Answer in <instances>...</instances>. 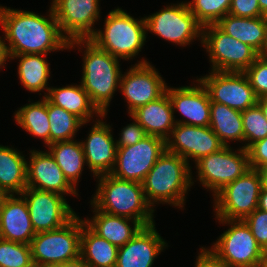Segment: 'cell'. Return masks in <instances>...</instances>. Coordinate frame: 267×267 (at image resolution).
I'll use <instances>...</instances> for the list:
<instances>
[{"label":"cell","instance_id":"cell-45","mask_svg":"<svg viewBox=\"0 0 267 267\" xmlns=\"http://www.w3.org/2000/svg\"><path fill=\"white\" fill-rule=\"evenodd\" d=\"M257 209L267 212V188L262 187L261 189Z\"/></svg>","mask_w":267,"mask_h":267},{"label":"cell","instance_id":"cell-37","mask_svg":"<svg viewBox=\"0 0 267 267\" xmlns=\"http://www.w3.org/2000/svg\"><path fill=\"white\" fill-rule=\"evenodd\" d=\"M258 98L267 96V57L259 55L243 72Z\"/></svg>","mask_w":267,"mask_h":267},{"label":"cell","instance_id":"cell-6","mask_svg":"<svg viewBox=\"0 0 267 267\" xmlns=\"http://www.w3.org/2000/svg\"><path fill=\"white\" fill-rule=\"evenodd\" d=\"M82 219L76 214L60 228L38 232L30 243L34 266L60 265L80 256Z\"/></svg>","mask_w":267,"mask_h":267},{"label":"cell","instance_id":"cell-41","mask_svg":"<svg viewBox=\"0 0 267 267\" xmlns=\"http://www.w3.org/2000/svg\"><path fill=\"white\" fill-rule=\"evenodd\" d=\"M250 167L257 169L267 164V137L256 141L247 148Z\"/></svg>","mask_w":267,"mask_h":267},{"label":"cell","instance_id":"cell-31","mask_svg":"<svg viewBox=\"0 0 267 267\" xmlns=\"http://www.w3.org/2000/svg\"><path fill=\"white\" fill-rule=\"evenodd\" d=\"M46 56L43 54L9 55L11 60L20 58L18 75L26 90L31 92L49 90L50 86H47V81L50 76V64L46 62Z\"/></svg>","mask_w":267,"mask_h":267},{"label":"cell","instance_id":"cell-46","mask_svg":"<svg viewBox=\"0 0 267 267\" xmlns=\"http://www.w3.org/2000/svg\"><path fill=\"white\" fill-rule=\"evenodd\" d=\"M260 175L262 187L267 188V164L256 169Z\"/></svg>","mask_w":267,"mask_h":267},{"label":"cell","instance_id":"cell-39","mask_svg":"<svg viewBox=\"0 0 267 267\" xmlns=\"http://www.w3.org/2000/svg\"><path fill=\"white\" fill-rule=\"evenodd\" d=\"M228 14L243 17H263L258 0H232Z\"/></svg>","mask_w":267,"mask_h":267},{"label":"cell","instance_id":"cell-19","mask_svg":"<svg viewBox=\"0 0 267 267\" xmlns=\"http://www.w3.org/2000/svg\"><path fill=\"white\" fill-rule=\"evenodd\" d=\"M87 139L81 142L86 164L94 177L110 174L116 162V141L111 134V126L96 119Z\"/></svg>","mask_w":267,"mask_h":267},{"label":"cell","instance_id":"cell-40","mask_svg":"<svg viewBox=\"0 0 267 267\" xmlns=\"http://www.w3.org/2000/svg\"><path fill=\"white\" fill-rule=\"evenodd\" d=\"M134 120L132 124H128L121 130L119 140H116L117 147H126L134 145L145 136H147L144 128L131 116Z\"/></svg>","mask_w":267,"mask_h":267},{"label":"cell","instance_id":"cell-20","mask_svg":"<svg viewBox=\"0 0 267 267\" xmlns=\"http://www.w3.org/2000/svg\"><path fill=\"white\" fill-rule=\"evenodd\" d=\"M198 86H183L168 88L166 92L170 98L172 108L180 112L187 120L177 119L176 123L205 127L210 125L211 101L206 88L199 80Z\"/></svg>","mask_w":267,"mask_h":267},{"label":"cell","instance_id":"cell-35","mask_svg":"<svg viewBox=\"0 0 267 267\" xmlns=\"http://www.w3.org/2000/svg\"><path fill=\"white\" fill-rule=\"evenodd\" d=\"M241 117L245 141L242 147L244 149L267 137V119L258 104L241 111Z\"/></svg>","mask_w":267,"mask_h":267},{"label":"cell","instance_id":"cell-36","mask_svg":"<svg viewBox=\"0 0 267 267\" xmlns=\"http://www.w3.org/2000/svg\"><path fill=\"white\" fill-rule=\"evenodd\" d=\"M0 267H34L30 245L0 238Z\"/></svg>","mask_w":267,"mask_h":267},{"label":"cell","instance_id":"cell-51","mask_svg":"<svg viewBox=\"0 0 267 267\" xmlns=\"http://www.w3.org/2000/svg\"><path fill=\"white\" fill-rule=\"evenodd\" d=\"M34 267H61L60 265H39V266H34Z\"/></svg>","mask_w":267,"mask_h":267},{"label":"cell","instance_id":"cell-5","mask_svg":"<svg viewBox=\"0 0 267 267\" xmlns=\"http://www.w3.org/2000/svg\"><path fill=\"white\" fill-rule=\"evenodd\" d=\"M146 34L144 18L135 19L121 8H116L106 17L104 30H96L89 40L114 57L129 60L141 52Z\"/></svg>","mask_w":267,"mask_h":267},{"label":"cell","instance_id":"cell-48","mask_svg":"<svg viewBox=\"0 0 267 267\" xmlns=\"http://www.w3.org/2000/svg\"><path fill=\"white\" fill-rule=\"evenodd\" d=\"M258 3L260 6L261 13L264 16H267V0H258Z\"/></svg>","mask_w":267,"mask_h":267},{"label":"cell","instance_id":"cell-34","mask_svg":"<svg viewBox=\"0 0 267 267\" xmlns=\"http://www.w3.org/2000/svg\"><path fill=\"white\" fill-rule=\"evenodd\" d=\"M232 0H193L187 2L191 13L202 26L216 24L229 12Z\"/></svg>","mask_w":267,"mask_h":267},{"label":"cell","instance_id":"cell-43","mask_svg":"<svg viewBox=\"0 0 267 267\" xmlns=\"http://www.w3.org/2000/svg\"><path fill=\"white\" fill-rule=\"evenodd\" d=\"M0 37V69L1 67L6 64V60L10 59L9 54H8V50L6 47V42L5 40H3V38ZM5 63V64H4Z\"/></svg>","mask_w":267,"mask_h":267},{"label":"cell","instance_id":"cell-3","mask_svg":"<svg viewBox=\"0 0 267 267\" xmlns=\"http://www.w3.org/2000/svg\"><path fill=\"white\" fill-rule=\"evenodd\" d=\"M84 47L83 75L81 86L88 93L92 103L103 114L107 115V108L114 97V93L120 87L121 68L120 59L98 48L88 40H73L68 44V49L74 46Z\"/></svg>","mask_w":267,"mask_h":267},{"label":"cell","instance_id":"cell-50","mask_svg":"<svg viewBox=\"0 0 267 267\" xmlns=\"http://www.w3.org/2000/svg\"><path fill=\"white\" fill-rule=\"evenodd\" d=\"M7 195L2 191L0 190V208H1V205H2V202H3V199L6 197Z\"/></svg>","mask_w":267,"mask_h":267},{"label":"cell","instance_id":"cell-42","mask_svg":"<svg viewBox=\"0 0 267 267\" xmlns=\"http://www.w3.org/2000/svg\"><path fill=\"white\" fill-rule=\"evenodd\" d=\"M195 267H230L211 248H200Z\"/></svg>","mask_w":267,"mask_h":267},{"label":"cell","instance_id":"cell-23","mask_svg":"<svg viewBox=\"0 0 267 267\" xmlns=\"http://www.w3.org/2000/svg\"><path fill=\"white\" fill-rule=\"evenodd\" d=\"M130 116L144 128L147 135L167 139L176 125L170 98L165 92L158 99L133 111Z\"/></svg>","mask_w":267,"mask_h":267},{"label":"cell","instance_id":"cell-33","mask_svg":"<svg viewBox=\"0 0 267 267\" xmlns=\"http://www.w3.org/2000/svg\"><path fill=\"white\" fill-rule=\"evenodd\" d=\"M50 123L49 145L56 142L74 140L77 131L85 125L78 117L48 101Z\"/></svg>","mask_w":267,"mask_h":267},{"label":"cell","instance_id":"cell-10","mask_svg":"<svg viewBox=\"0 0 267 267\" xmlns=\"http://www.w3.org/2000/svg\"><path fill=\"white\" fill-rule=\"evenodd\" d=\"M237 151L234 152L230 145L224 146L195 163L198 180L213 192V196L251 169L247 149L241 147Z\"/></svg>","mask_w":267,"mask_h":267},{"label":"cell","instance_id":"cell-12","mask_svg":"<svg viewBox=\"0 0 267 267\" xmlns=\"http://www.w3.org/2000/svg\"><path fill=\"white\" fill-rule=\"evenodd\" d=\"M165 151L166 140L154 135H147L134 145L117 147L115 166L110 174L142 183Z\"/></svg>","mask_w":267,"mask_h":267},{"label":"cell","instance_id":"cell-47","mask_svg":"<svg viewBox=\"0 0 267 267\" xmlns=\"http://www.w3.org/2000/svg\"><path fill=\"white\" fill-rule=\"evenodd\" d=\"M257 104L259 105L264 116L267 119V96L258 98Z\"/></svg>","mask_w":267,"mask_h":267},{"label":"cell","instance_id":"cell-26","mask_svg":"<svg viewBox=\"0 0 267 267\" xmlns=\"http://www.w3.org/2000/svg\"><path fill=\"white\" fill-rule=\"evenodd\" d=\"M22 152L0 145V190L20 195L27 188V161Z\"/></svg>","mask_w":267,"mask_h":267},{"label":"cell","instance_id":"cell-28","mask_svg":"<svg viewBox=\"0 0 267 267\" xmlns=\"http://www.w3.org/2000/svg\"><path fill=\"white\" fill-rule=\"evenodd\" d=\"M118 247L94 233L82 220L80 256L90 267H116Z\"/></svg>","mask_w":267,"mask_h":267},{"label":"cell","instance_id":"cell-1","mask_svg":"<svg viewBox=\"0 0 267 267\" xmlns=\"http://www.w3.org/2000/svg\"><path fill=\"white\" fill-rule=\"evenodd\" d=\"M49 17L35 12L0 6V27L5 34L9 55L43 54L68 49L52 7Z\"/></svg>","mask_w":267,"mask_h":267},{"label":"cell","instance_id":"cell-44","mask_svg":"<svg viewBox=\"0 0 267 267\" xmlns=\"http://www.w3.org/2000/svg\"><path fill=\"white\" fill-rule=\"evenodd\" d=\"M61 267H90V266L84 261V259L81 256H79L74 260L64 262L63 264H61Z\"/></svg>","mask_w":267,"mask_h":267},{"label":"cell","instance_id":"cell-38","mask_svg":"<svg viewBox=\"0 0 267 267\" xmlns=\"http://www.w3.org/2000/svg\"><path fill=\"white\" fill-rule=\"evenodd\" d=\"M258 245L267 254V212L256 209L244 219Z\"/></svg>","mask_w":267,"mask_h":267},{"label":"cell","instance_id":"cell-7","mask_svg":"<svg viewBox=\"0 0 267 267\" xmlns=\"http://www.w3.org/2000/svg\"><path fill=\"white\" fill-rule=\"evenodd\" d=\"M229 224L211 248L230 267H260L267 263V254L258 245L244 220L217 219Z\"/></svg>","mask_w":267,"mask_h":267},{"label":"cell","instance_id":"cell-25","mask_svg":"<svg viewBox=\"0 0 267 267\" xmlns=\"http://www.w3.org/2000/svg\"><path fill=\"white\" fill-rule=\"evenodd\" d=\"M45 97L51 104L61 107L78 117L83 123H88L94 114L102 117V113L92 103L90 96L80 85H67L59 88H49Z\"/></svg>","mask_w":267,"mask_h":267},{"label":"cell","instance_id":"cell-22","mask_svg":"<svg viewBox=\"0 0 267 267\" xmlns=\"http://www.w3.org/2000/svg\"><path fill=\"white\" fill-rule=\"evenodd\" d=\"M7 195L0 208V238L30 245L36 235L29 209L20 195Z\"/></svg>","mask_w":267,"mask_h":267},{"label":"cell","instance_id":"cell-8","mask_svg":"<svg viewBox=\"0 0 267 267\" xmlns=\"http://www.w3.org/2000/svg\"><path fill=\"white\" fill-rule=\"evenodd\" d=\"M201 44L209 53L212 71L244 72L259 56L250 45L226 34L216 24L202 28Z\"/></svg>","mask_w":267,"mask_h":267},{"label":"cell","instance_id":"cell-32","mask_svg":"<svg viewBox=\"0 0 267 267\" xmlns=\"http://www.w3.org/2000/svg\"><path fill=\"white\" fill-rule=\"evenodd\" d=\"M14 120L25 131L42 138L49 146L50 123L48 118V100L43 97L41 101L25 104L14 114Z\"/></svg>","mask_w":267,"mask_h":267},{"label":"cell","instance_id":"cell-30","mask_svg":"<svg viewBox=\"0 0 267 267\" xmlns=\"http://www.w3.org/2000/svg\"><path fill=\"white\" fill-rule=\"evenodd\" d=\"M50 154L63 171L65 178L76 189L84 164H86L81 142L77 140L56 142L48 146Z\"/></svg>","mask_w":267,"mask_h":267},{"label":"cell","instance_id":"cell-24","mask_svg":"<svg viewBox=\"0 0 267 267\" xmlns=\"http://www.w3.org/2000/svg\"><path fill=\"white\" fill-rule=\"evenodd\" d=\"M95 214L92 219L84 220L85 224L98 236L106 239L117 247L124 246L143 227L138 221L111 215L103 211L93 209ZM130 222L133 227H131Z\"/></svg>","mask_w":267,"mask_h":267},{"label":"cell","instance_id":"cell-18","mask_svg":"<svg viewBox=\"0 0 267 267\" xmlns=\"http://www.w3.org/2000/svg\"><path fill=\"white\" fill-rule=\"evenodd\" d=\"M30 161L27 162V188L52 191L61 195H78L65 178L63 171L50 152L30 150Z\"/></svg>","mask_w":267,"mask_h":267},{"label":"cell","instance_id":"cell-9","mask_svg":"<svg viewBox=\"0 0 267 267\" xmlns=\"http://www.w3.org/2000/svg\"><path fill=\"white\" fill-rule=\"evenodd\" d=\"M261 189L260 175L251 168L214 195L215 218L244 220L258 208Z\"/></svg>","mask_w":267,"mask_h":267},{"label":"cell","instance_id":"cell-29","mask_svg":"<svg viewBox=\"0 0 267 267\" xmlns=\"http://www.w3.org/2000/svg\"><path fill=\"white\" fill-rule=\"evenodd\" d=\"M209 127L224 146H229L227 140L244 142L242 117L239 110L229 108L225 104L211 102Z\"/></svg>","mask_w":267,"mask_h":267},{"label":"cell","instance_id":"cell-21","mask_svg":"<svg viewBox=\"0 0 267 267\" xmlns=\"http://www.w3.org/2000/svg\"><path fill=\"white\" fill-rule=\"evenodd\" d=\"M155 224L142 227L124 246L118 247L116 267H152L155 258L167 247Z\"/></svg>","mask_w":267,"mask_h":267},{"label":"cell","instance_id":"cell-27","mask_svg":"<svg viewBox=\"0 0 267 267\" xmlns=\"http://www.w3.org/2000/svg\"><path fill=\"white\" fill-rule=\"evenodd\" d=\"M216 25L231 37L250 45L263 56L266 20L263 17L243 18L227 14Z\"/></svg>","mask_w":267,"mask_h":267},{"label":"cell","instance_id":"cell-11","mask_svg":"<svg viewBox=\"0 0 267 267\" xmlns=\"http://www.w3.org/2000/svg\"><path fill=\"white\" fill-rule=\"evenodd\" d=\"M146 32L176 45H190L195 38L202 37V26L191 13L187 2L166 6L159 12L144 17Z\"/></svg>","mask_w":267,"mask_h":267},{"label":"cell","instance_id":"cell-15","mask_svg":"<svg viewBox=\"0 0 267 267\" xmlns=\"http://www.w3.org/2000/svg\"><path fill=\"white\" fill-rule=\"evenodd\" d=\"M99 5V0H52L51 3L60 30L69 42L88 40L95 34L93 26L100 19Z\"/></svg>","mask_w":267,"mask_h":267},{"label":"cell","instance_id":"cell-2","mask_svg":"<svg viewBox=\"0 0 267 267\" xmlns=\"http://www.w3.org/2000/svg\"><path fill=\"white\" fill-rule=\"evenodd\" d=\"M96 178L98 188L91 199L92 208L136 220L143 227L155 224L154 209L145 198L142 183L122 180L111 174Z\"/></svg>","mask_w":267,"mask_h":267},{"label":"cell","instance_id":"cell-14","mask_svg":"<svg viewBox=\"0 0 267 267\" xmlns=\"http://www.w3.org/2000/svg\"><path fill=\"white\" fill-rule=\"evenodd\" d=\"M20 195L27 203L35 233L60 228L76 215L59 193L26 188Z\"/></svg>","mask_w":267,"mask_h":267},{"label":"cell","instance_id":"cell-13","mask_svg":"<svg viewBox=\"0 0 267 267\" xmlns=\"http://www.w3.org/2000/svg\"><path fill=\"white\" fill-rule=\"evenodd\" d=\"M209 74L197 80L206 88L211 102L225 104L239 111L257 104L258 97L243 72L211 70Z\"/></svg>","mask_w":267,"mask_h":267},{"label":"cell","instance_id":"cell-17","mask_svg":"<svg viewBox=\"0 0 267 267\" xmlns=\"http://www.w3.org/2000/svg\"><path fill=\"white\" fill-rule=\"evenodd\" d=\"M223 147L224 145L209 126L199 127L176 123L170 137L166 139V150L183 157L188 164L189 158L196 163L202 157L215 153Z\"/></svg>","mask_w":267,"mask_h":267},{"label":"cell","instance_id":"cell-49","mask_svg":"<svg viewBox=\"0 0 267 267\" xmlns=\"http://www.w3.org/2000/svg\"><path fill=\"white\" fill-rule=\"evenodd\" d=\"M266 20V30H265V41L263 44V56L267 57V16H265Z\"/></svg>","mask_w":267,"mask_h":267},{"label":"cell","instance_id":"cell-4","mask_svg":"<svg viewBox=\"0 0 267 267\" xmlns=\"http://www.w3.org/2000/svg\"><path fill=\"white\" fill-rule=\"evenodd\" d=\"M190 167L183 157L167 150L158 158L142 182L145 198L152 208L160 202L182 209L185 194L194 183Z\"/></svg>","mask_w":267,"mask_h":267},{"label":"cell","instance_id":"cell-16","mask_svg":"<svg viewBox=\"0 0 267 267\" xmlns=\"http://www.w3.org/2000/svg\"><path fill=\"white\" fill-rule=\"evenodd\" d=\"M150 62L142 58L125 74L121 75L120 87L128 103V114L161 97L167 85Z\"/></svg>","mask_w":267,"mask_h":267}]
</instances>
